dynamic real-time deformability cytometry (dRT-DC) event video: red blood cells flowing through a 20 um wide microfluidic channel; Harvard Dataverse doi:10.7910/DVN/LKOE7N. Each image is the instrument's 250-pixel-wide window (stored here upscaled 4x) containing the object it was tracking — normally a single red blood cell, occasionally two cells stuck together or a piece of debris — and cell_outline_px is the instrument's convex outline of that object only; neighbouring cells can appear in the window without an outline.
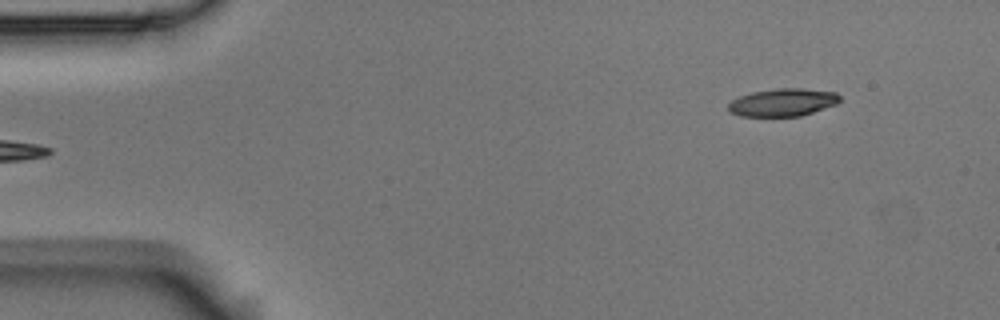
{"species": "Egyptian fruit bat (a non-hibernating species)", "species_latin": "Rousettus aegyptiacus", "temperature_condition": "room temperature", "stored_images_in_passage": 4, "segment_of_instrument_passage": [2, 2], "camera_frame_rate_fps": 3000, "um_per_image_px": 0.085, "animal": {"sex": "male"}, "frame": {"image": 1, "passage_image": 4, "time_ms": 1.0, "image_size_px": [1000, 320], "cell_outline_px": [[840, 100], [836, 104], [800, 116], [740, 116], [728, 112], [728, 104], [732, 100], [740, 96], [752, 92], [776, 88], [804, 88], [836, 92], [840, 96]], "centroid_in_image_um": [66.52, 8.69], "position_along_channel_um": 18.5, "area_um2": 18.03}}